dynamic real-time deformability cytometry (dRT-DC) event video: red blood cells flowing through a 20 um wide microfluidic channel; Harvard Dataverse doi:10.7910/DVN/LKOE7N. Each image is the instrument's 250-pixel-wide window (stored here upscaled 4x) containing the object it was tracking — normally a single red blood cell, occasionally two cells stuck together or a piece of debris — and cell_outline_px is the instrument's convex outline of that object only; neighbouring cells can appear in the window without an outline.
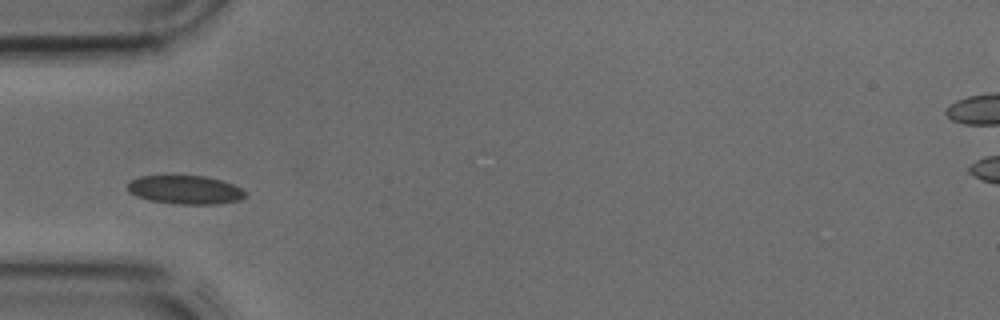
{"species": "common noctule bat (a hibernating species)", "species_latin": "Nyctalus noctula", "temperature_condition": "cold", "stored_images_in_passage": 12, "camera_frame_rate_fps": 3000, "um_per_image_px": 0.085, "animal": {"sex": "male", "body_mass_g": 17.9, "forearm_length_mm": 54.2}, "frame": {"image": 1, "passage_image": 1, "time_ms": 0.0, "image_size_px": [1000, 320], "cell_outline_px": [[248, 196], [240, 200], [220, 204], [180, 204], [148, 200], [136, 196], [128, 192], [128, 184], [132, 180], [140, 176], [204, 176], [220, 180], [232, 184], [248, 192]], "centroid_in_image_um": [15.78, 16.14], "position_along_channel_um": 69.2, "area_um2": 19.65}}